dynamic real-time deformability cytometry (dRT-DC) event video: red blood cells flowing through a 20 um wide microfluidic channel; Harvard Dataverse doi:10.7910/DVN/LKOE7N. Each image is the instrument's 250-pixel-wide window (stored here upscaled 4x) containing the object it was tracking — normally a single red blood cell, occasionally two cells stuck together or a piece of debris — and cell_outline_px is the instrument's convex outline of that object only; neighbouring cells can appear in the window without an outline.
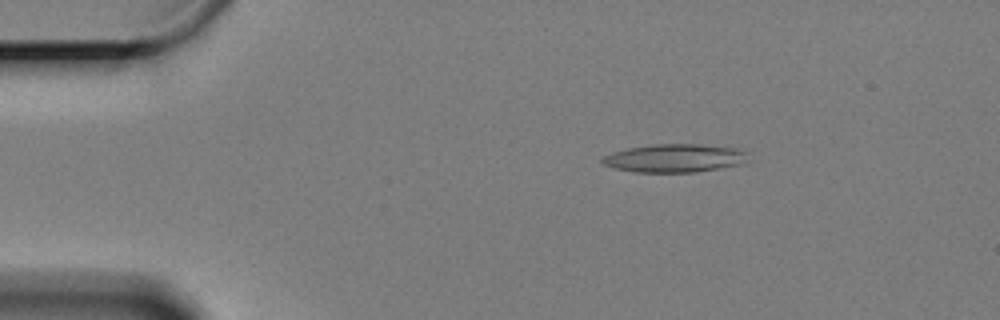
{"species": "Egyptian fruit bat (a non-hibernating species)", "species_latin": "Rousettus aegyptiacus", "temperature_condition": "cold", "stored_images_in_passage": 61, "camera_frame_rate_fps": 3000, "um_per_image_px": 0.085, "animal": {"sex": "female"}, "frame": {"image": 1, "passage_image": 10, "time_ms": 3.0, "image_size_px": [1000, 320], "cell_outline_px": [[748, 152], [744, 164], [696, 172], [632, 172], [612, 168], [604, 164], [600, 160], [604, 156], [612, 152], [628, 148], [652, 144], [700, 144], [736, 148]], "centroid_in_image_um": [57.33, 13.44], "position_along_channel_um": 27.7, "area_um2": 24.16}}
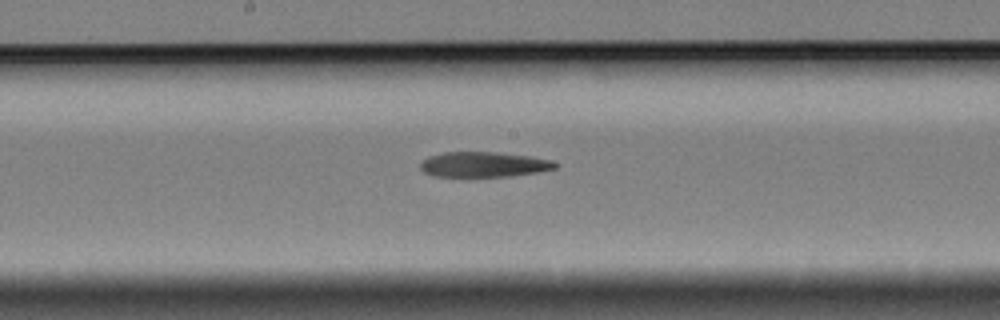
{"frame": {"image": 2, "passage_image": 32, "time_ms": 10.333, "image_size_px": [1000, 320], "cell_outline_px": [[560, 164], [556, 168], [536, 172], [512, 176], [436, 176], [424, 172], [420, 168], [420, 160], [428, 156], [444, 152], [496, 152], [532, 156], [552, 160]], "centroid_in_image_um": [41.12, 13.97], "position_along_channel_um": 207.1, "area_um2": 19.88}}
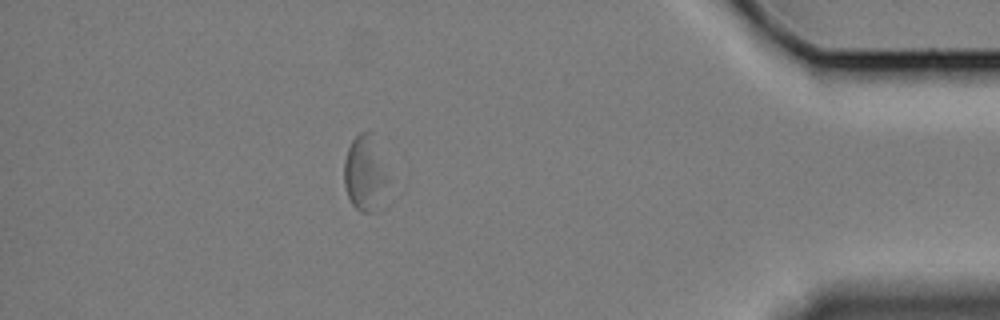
{"frame": {"image": 3, "passage_image": 54, "time_ms": 17.667, "image_size_px": [1000, 320], "cell_outline_px": [[388, 208], [376, 212], [360, 212], [352, 204], [348, 196], [344, 184], [344, 160], [348, 148], [352, 140], [360, 132], [368, 132], [388, 180]], "centroid_in_image_um": [31.05, 14.96], "position_along_channel_um": 404.2, "area_um2": 19.36}}